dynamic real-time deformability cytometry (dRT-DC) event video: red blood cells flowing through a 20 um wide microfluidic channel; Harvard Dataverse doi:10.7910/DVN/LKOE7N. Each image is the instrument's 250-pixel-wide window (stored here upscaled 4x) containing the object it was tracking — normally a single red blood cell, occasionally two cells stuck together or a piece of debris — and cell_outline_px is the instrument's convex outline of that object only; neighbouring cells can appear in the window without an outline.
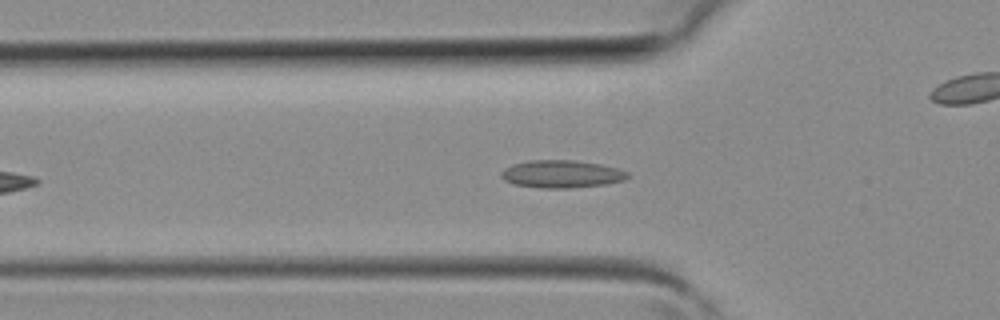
{"species": "common noctule bat (a hibernating species)", "species_latin": "Nyctalus noctula", "temperature_condition": "room temperature", "stored_images_in_passage": 33, "camera_frame_rate_fps": 3000, "um_per_image_px": 0.085, "animal": {"sex": "female", "body_mass_g": 19.3, "forearm_length_mm": 54.1}, "frame": {"image": 1, "passage_image": 8, "time_ms": 2.333, "image_size_px": [1000, 320], "cell_outline_px": [[628, 176], [624, 180], [604, 184], [572, 188], [540, 188], [512, 184], [504, 180], [500, 176], [500, 172], [504, 168], [512, 164], [528, 160], [572, 160], [600, 164], [616, 168], [628, 172]], "centroid_in_image_um": [47.67, 14.79], "position_along_channel_um": 78.1, "area_um2": 20.4}}
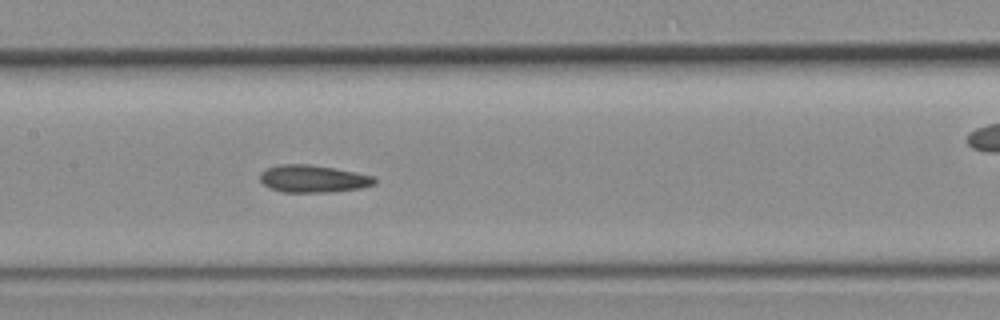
{"frame": {"image": 2, "passage_image": 14, "time_ms": 4.333, "image_size_px": [1000, 320], "cell_outline_px": [[376, 184], [360, 188], [332, 192], [280, 192], [264, 184], [260, 180], [260, 172], [268, 168], [280, 164], [308, 164], [332, 168], [376, 176]], "centroid_in_image_um": [26.63, 15.2], "position_along_channel_um": 180.8, "area_um2": 18.21}}
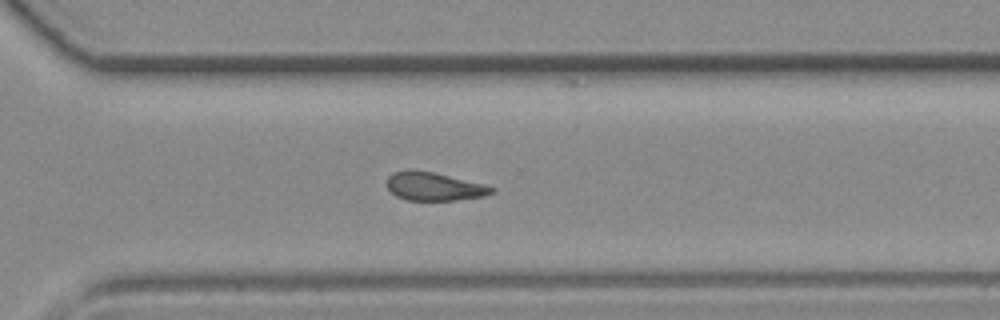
{"frame": {"image": 3, "passage_image": 23, "time_ms": 7.333, "image_size_px": [1000, 320], "cell_outline_px": [[496, 192], [484, 196], [456, 200], [408, 200], [396, 196], [388, 188], [388, 176], [392, 172], [408, 168], [432, 172], [484, 184], [496, 188]], "centroid_in_image_um": [36.9, 15.84], "position_along_channel_um": 333.7, "area_um2": 17.34}}